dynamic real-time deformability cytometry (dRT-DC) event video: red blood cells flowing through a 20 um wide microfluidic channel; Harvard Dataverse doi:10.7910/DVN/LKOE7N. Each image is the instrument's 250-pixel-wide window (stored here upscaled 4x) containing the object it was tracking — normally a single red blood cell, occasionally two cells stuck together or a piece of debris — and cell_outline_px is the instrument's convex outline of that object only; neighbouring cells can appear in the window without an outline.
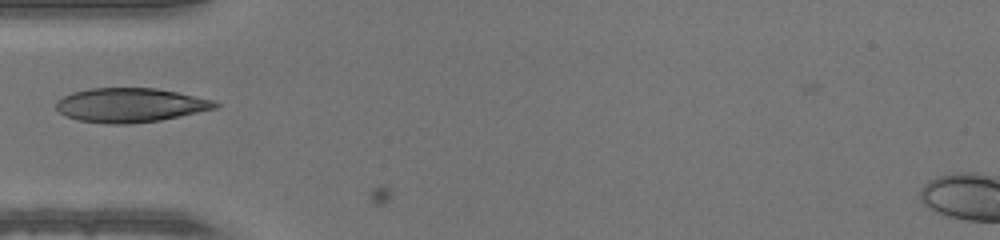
{"species": "human", "species_latin": "Homo sapiens", "temperature_condition": "warm", "stored_images_in_passage": 3, "camera_frame_rate_fps": 3000, "um_per_image_px": 0.085, "donor": {"sex": "male"}, "frame": {"image": 1, "passage_image": 1, "time_ms": 0.0, "image_size_px": [1000, 240], "cell_outline_px": [[220, 108], [160, 120], [128, 124], [108, 124], [80, 120], [64, 116], [56, 108], [56, 100], [72, 92], [88, 88], [156, 88], [176, 92], [212, 100], [220, 104]], "centroid_in_image_um": [11.07, 8.93], "position_along_channel_um": 73.9, "area_um2": 31.73}}